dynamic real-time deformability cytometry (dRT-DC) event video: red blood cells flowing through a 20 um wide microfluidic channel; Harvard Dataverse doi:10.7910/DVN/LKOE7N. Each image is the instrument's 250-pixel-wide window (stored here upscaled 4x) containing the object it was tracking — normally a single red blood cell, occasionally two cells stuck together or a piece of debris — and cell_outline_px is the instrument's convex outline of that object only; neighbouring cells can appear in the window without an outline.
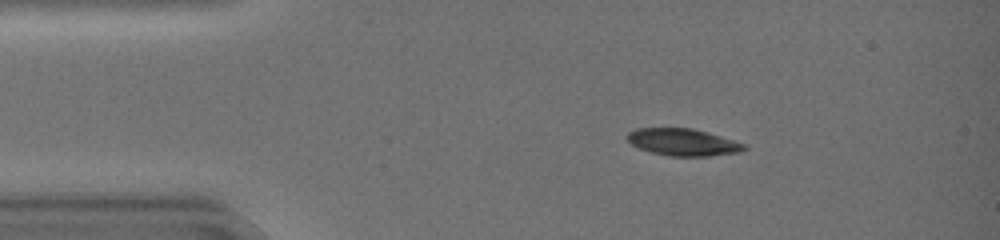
{"species": "common noctule bat (a hibernating species)", "species_latin": "Nyctalus noctula", "temperature_condition": "warm", "stored_images_in_passage": 37, "camera_frame_rate_fps": 3000, "um_per_image_px": 0.085, "animal": {"sex": "female", "body_mass_g": 19.0, "forearm_length_mm": 51.5}, "frame": {"image": 1, "passage_image": 1, "time_ms": 0.0, "image_size_px": [1000, 240], "cell_outline_px": [[748, 148], [740, 152], [708, 156], [668, 156], [652, 152], [640, 148], [632, 144], [628, 140], [628, 132], [636, 128], [692, 128], [720, 136], [744, 144]], "centroid_in_image_um": [58.05, 12.08], "position_along_channel_um": 26.9, "area_um2": 18.21}}
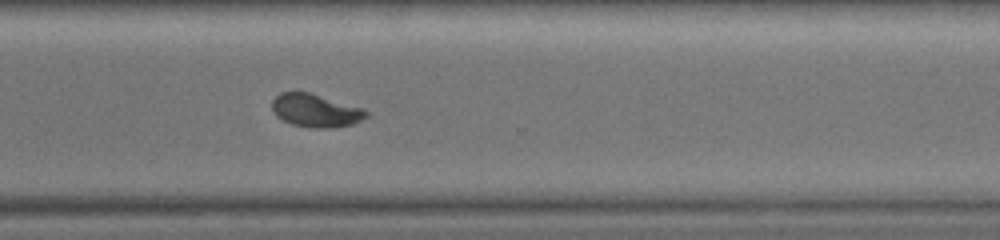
{"frame": {"image": 2, "passage_image": 26, "time_ms": 8.333, "image_size_px": [1000, 240], "cell_outline_px": [[368, 116], [352, 124], [328, 128], [312, 128], [292, 124], [276, 116], [272, 108], [272, 100], [280, 92], [308, 92], [364, 108], [368, 112]], "centroid_in_image_um": [26.82, 9.39], "position_along_channel_um": 343.8, "area_um2": 18.03}}
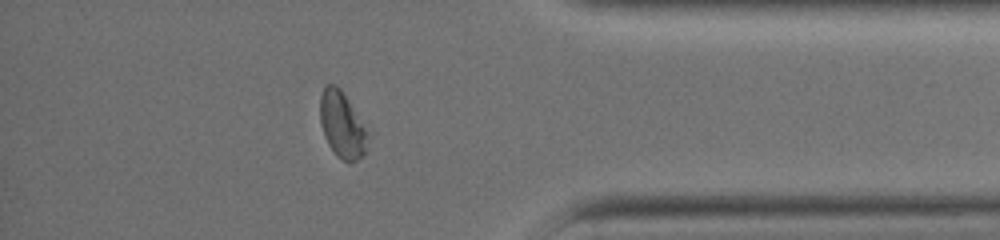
{"frame": {"image": 3, "passage_image": 31, "time_ms": 10.0, "image_size_px": [1000, 240], "cell_outline_px": [[372, 132], [364, 152], [356, 160], [348, 164], [336, 156], [328, 144], [324, 136], [320, 124], [320, 96], [324, 88], [328, 84], [336, 84], [340, 88]], "centroid_in_image_um": [29.12, 10.62], "position_along_channel_um": 406.1, "area_um2": 19.02}, "authors_computed_cell_mechanics": {"area_um2": 19.3052, "velocity_mm_per_s": 4.4521, "shape_relaxation_time_tau1_ms": 2.8708, "shape_relaxation_time_tau2_ms": 2.8008, "deformation_change_tau1": 0.1704, "deformation_change_tau2": 0.0634}}